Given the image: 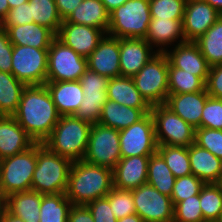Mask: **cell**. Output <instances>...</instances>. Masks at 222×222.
<instances>
[{"instance_id": "obj_31", "label": "cell", "mask_w": 222, "mask_h": 222, "mask_svg": "<svg viewBox=\"0 0 222 222\" xmlns=\"http://www.w3.org/2000/svg\"><path fill=\"white\" fill-rule=\"evenodd\" d=\"M26 85L12 73L0 71V114L13 116L18 108L21 94Z\"/></svg>"}, {"instance_id": "obj_14", "label": "cell", "mask_w": 222, "mask_h": 222, "mask_svg": "<svg viewBox=\"0 0 222 222\" xmlns=\"http://www.w3.org/2000/svg\"><path fill=\"white\" fill-rule=\"evenodd\" d=\"M79 82L84 92V98L74 116L90 124H96L103 105L107 101L109 78L88 68L80 77Z\"/></svg>"}, {"instance_id": "obj_10", "label": "cell", "mask_w": 222, "mask_h": 222, "mask_svg": "<svg viewBox=\"0 0 222 222\" xmlns=\"http://www.w3.org/2000/svg\"><path fill=\"white\" fill-rule=\"evenodd\" d=\"M121 159L119 131L92 124L84 161L113 170Z\"/></svg>"}, {"instance_id": "obj_4", "label": "cell", "mask_w": 222, "mask_h": 222, "mask_svg": "<svg viewBox=\"0 0 222 222\" xmlns=\"http://www.w3.org/2000/svg\"><path fill=\"white\" fill-rule=\"evenodd\" d=\"M72 162L37 143V164L31 190L43 195L65 193Z\"/></svg>"}, {"instance_id": "obj_56", "label": "cell", "mask_w": 222, "mask_h": 222, "mask_svg": "<svg viewBox=\"0 0 222 222\" xmlns=\"http://www.w3.org/2000/svg\"><path fill=\"white\" fill-rule=\"evenodd\" d=\"M222 14V0H204Z\"/></svg>"}, {"instance_id": "obj_40", "label": "cell", "mask_w": 222, "mask_h": 222, "mask_svg": "<svg viewBox=\"0 0 222 222\" xmlns=\"http://www.w3.org/2000/svg\"><path fill=\"white\" fill-rule=\"evenodd\" d=\"M106 197L109 199L110 207L117 220L136 213L132 190L113 187Z\"/></svg>"}, {"instance_id": "obj_15", "label": "cell", "mask_w": 222, "mask_h": 222, "mask_svg": "<svg viewBox=\"0 0 222 222\" xmlns=\"http://www.w3.org/2000/svg\"><path fill=\"white\" fill-rule=\"evenodd\" d=\"M105 35L99 28L63 20L56 37L77 54L87 58Z\"/></svg>"}, {"instance_id": "obj_16", "label": "cell", "mask_w": 222, "mask_h": 222, "mask_svg": "<svg viewBox=\"0 0 222 222\" xmlns=\"http://www.w3.org/2000/svg\"><path fill=\"white\" fill-rule=\"evenodd\" d=\"M221 15L204 0H187L182 21L186 41H195L205 34Z\"/></svg>"}, {"instance_id": "obj_36", "label": "cell", "mask_w": 222, "mask_h": 222, "mask_svg": "<svg viewBox=\"0 0 222 222\" xmlns=\"http://www.w3.org/2000/svg\"><path fill=\"white\" fill-rule=\"evenodd\" d=\"M28 2L31 5V18L34 22L57 35L62 19L58 14L55 0H28Z\"/></svg>"}, {"instance_id": "obj_33", "label": "cell", "mask_w": 222, "mask_h": 222, "mask_svg": "<svg viewBox=\"0 0 222 222\" xmlns=\"http://www.w3.org/2000/svg\"><path fill=\"white\" fill-rule=\"evenodd\" d=\"M210 67L222 64V15L194 41Z\"/></svg>"}, {"instance_id": "obj_28", "label": "cell", "mask_w": 222, "mask_h": 222, "mask_svg": "<svg viewBox=\"0 0 222 222\" xmlns=\"http://www.w3.org/2000/svg\"><path fill=\"white\" fill-rule=\"evenodd\" d=\"M107 99L127 107L151 109V106L136 88L132 77L110 78L107 87Z\"/></svg>"}, {"instance_id": "obj_42", "label": "cell", "mask_w": 222, "mask_h": 222, "mask_svg": "<svg viewBox=\"0 0 222 222\" xmlns=\"http://www.w3.org/2000/svg\"><path fill=\"white\" fill-rule=\"evenodd\" d=\"M205 184L193 174L176 178L171 200L173 204L184 201L194 195H199Z\"/></svg>"}, {"instance_id": "obj_12", "label": "cell", "mask_w": 222, "mask_h": 222, "mask_svg": "<svg viewBox=\"0 0 222 222\" xmlns=\"http://www.w3.org/2000/svg\"><path fill=\"white\" fill-rule=\"evenodd\" d=\"M121 158L150 156L157 152L154 120L151 113L119 131Z\"/></svg>"}, {"instance_id": "obj_17", "label": "cell", "mask_w": 222, "mask_h": 222, "mask_svg": "<svg viewBox=\"0 0 222 222\" xmlns=\"http://www.w3.org/2000/svg\"><path fill=\"white\" fill-rule=\"evenodd\" d=\"M169 61V68H179L198 76L204 83L210 66L194 41H185L164 52Z\"/></svg>"}, {"instance_id": "obj_30", "label": "cell", "mask_w": 222, "mask_h": 222, "mask_svg": "<svg viewBox=\"0 0 222 222\" xmlns=\"http://www.w3.org/2000/svg\"><path fill=\"white\" fill-rule=\"evenodd\" d=\"M42 194L29 190L8 195L6 210L25 222H39Z\"/></svg>"}, {"instance_id": "obj_26", "label": "cell", "mask_w": 222, "mask_h": 222, "mask_svg": "<svg viewBox=\"0 0 222 222\" xmlns=\"http://www.w3.org/2000/svg\"><path fill=\"white\" fill-rule=\"evenodd\" d=\"M13 45L49 49L56 35L48 28L32 22L25 25L5 27Z\"/></svg>"}, {"instance_id": "obj_50", "label": "cell", "mask_w": 222, "mask_h": 222, "mask_svg": "<svg viewBox=\"0 0 222 222\" xmlns=\"http://www.w3.org/2000/svg\"><path fill=\"white\" fill-rule=\"evenodd\" d=\"M83 0H55L56 8L60 18L66 20Z\"/></svg>"}, {"instance_id": "obj_37", "label": "cell", "mask_w": 222, "mask_h": 222, "mask_svg": "<svg viewBox=\"0 0 222 222\" xmlns=\"http://www.w3.org/2000/svg\"><path fill=\"white\" fill-rule=\"evenodd\" d=\"M205 222L219 221L222 216V188L219 184H205L199 193Z\"/></svg>"}, {"instance_id": "obj_23", "label": "cell", "mask_w": 222, "mask_h": 222, "mask_svg": "<svg viewBox=\"0 0 222 222\" xmlns=\"http://www.w3.org/2000/svg\"><path fill=\"white\" fill-rule=\"evenodd\" d=\"M208 97L205 89L195 93L168 94L165 105L194 128H201L202 111Z\"/></svg>"}, {"instance_id": "obj_13", "label": "cell", "mask_w": 222, "mask_h": 222, "mask_svg": "<svg viewBox=\"0 0 222 222\" xmlns=\"http://www.w3.org/2000/svg\"><path fill=\"white\" fill-rule=\"evenodd\" d=\"M136 214L144 222H173L174 204L171 197L160 193L148 183L132 189Z\"/></svg>"}, {"instance_id": "obj_32", "label": "cell", "mask_w": 222, "mask_h": 222, "mask_svg": "<svg viewBox=\"0 0 222 222\" xmlns=\"http://www.w3.org/2000/svg\"><path fill=\"white\" fill-rule=\"evenodd\" d=\"M175 180L172 171L158 152L149 156L147 171V183L149 185L160 193L171 197Z\"/></svg>"}, {"instance_id": "obj_57", "label": "cell", "mask_w": 222, "mask_h": 222, "mask_svg": "<svg viewBox=\"0 0 222 222\" xmlns=\"http://www.w3.org/2000/svg\"><path fill=\"white\" fill-rule=\"evenodd\" d=\"M10 6V9L21 5L22 3L28 2V0H7Z\"/></svg>"}, {"instance_id": "obj_21", "label": "cell", "mask_w": 222, "mask_h": 222, "mask_svg": "<svg viewBox=\"0 0 222 222\" xmlns=\"http://www.w3.org/2000/svg\"><path fill=\"white\" fill-rule=\"evenodd\" d=\"M182 21L183 20L151 19L147 35L144 39L157 52H165L172 46L186 41Z\"/></svg>"}, {"instance_id": "obj_2", "label": "cell", "mask_w": 222, "mask_h": 222, "mask_svg": "<svg viewBox=\"0 0 222 222\" xmlns=\"http://www.w3.org/2000/svg\"><path fill=\"white\" fill-rule=\"evenodd\" d=\"M113 188V170L84 160L72 162L66 197L73 205H87L106 197Z\"/></svg>"}, {"instance_id": "obj_27", "label": "cell", "mask_w": 222, "mask_h": 222, "mask_svg": "<svg viewBox=\"0 0 222 222\" xmlns=\"http://www.w3.org/2000/svg\"><path fill=\"white\" fill-rule=\"evenodd\" d=\"M151 109H138L108 100L104 103L98 123L118 131L138 122Z\"/></svg>"}, {"instance_id": "obj_11", "label": "cell", "mask_w": 222, "mask_h": 222, "mask_svg": "<svg viewBox=\"0 0 222 222\" xmlns=\"http://www.w3.org/2000/svg\"><path fill=\"white\" fill-rule=\"evenodd\" d=\"M47 70L48 49L13 45L11 73L17 80L26 86L44 85Z\"/></svg>"}, {"instance_id": "obj_29", "label": "cell", "mask_w": 222, "mask_h": 222, "mask_svg": "<svg viewBox=\"0 0 222 222\" xmlns=\"http://www.w3.org/2000/svg\"><path fill=\"white\" fill-rule=\"evenodd\" d=\"M66 21L99 28L107 34L109 12L101 0H83Z\"/></svg>"}, {"instance_id": "obj_45", "label": "cell", "mask_w": 222, "mask_h": 222, "mask_svg": "<svg viewBox=\"0 0 222 222\" xmlns=\"http://www.w3.org/2000/svg\"><path fill=\"white\" fill-rule=\"evenodd\" d=\"M94 218V222H117L107 197L98 198L86 205Z\"/></svg>"}, {"instance_id": "obj_44", "label": "cell", "mask_w": 222, "mask_h": 222, "mask_svg": "<svg viewBox=\"0 0 222 222\" xmlns=\"http://www.w3.org/2000/svg\"><path fill=\"white\" fill-rule=\"evenodd\" d=\"M201 127L222 130V99L207 98L202 111Z\"/></svg>"}, {"instance_id": "obj_9", "label": "cell", "mask_w": 222, "mask_h": 222, "mask_svg": "<svg viewBox=\"0 0 222 222\" xmlns=\"http://www.w3.org/2000/svg\"><path fill=\"white\" fill-rule=\"evenodd\" d=\"M88 69L86 57L77 54L57 37L48 49V70L46 82L78 81Z\"/></svg>"}, {"instance_id": "obj_35", "label": "cell", "mask_w": 222, "mask_h": 222, "mask_svg": "<svg viewBox=\"0 0 222 222\" xmlns=\"http://www.w3.org/2000/svg\"><path fill=\"white\" fill-rule=\"evenodd\" d=\"M157 152L163 157L175 178L192 174L188 147L158 145Z\"/></svg>"}, {"instance_id": "obj_38", "label": "cell", "mask_w": 222, "mask_h": 222, "mask_svg": "<svg viewBox=\"0 0 222 222\" xmlns=\"http://www.w3.org/2000/svg\"><path fill=\"white\" fill-rule=\"evenodd\" d=\"M169 94H185L200 92L205 83L192 73L179 68H168Z\"/></svg>"}, {"instance_id": "obj_1", "label": "cell", "mask_w": 222, "mask_h": 222, "mask_svg": "<svg viewBox=\"0 0 222 222\" xmlns=\"http://www.w3.org/2000/svg\"><path fill=\"white\" fill-rule=\"evenodd\" d=\"M13 117L35 143H43L58 123L60 115L44 84L24 88Z\"/></svg>"}, {"instance_id": "obj_58", "label": "cell", "mask_w": 222, "mask_h": 222, "mask_svg": "<svg viewBox=\"0 0 222 222\" xmlns=\"http://www.w3.org/2000/svg\"><path fill=\"white\" fill-rule=\"evenodd\" d=\"M5 30V26H4V17L2 15H0V32Z\"/></svg>"}, {"instance_id": "obj_19", "label": "cell", "mask_w": 222, "mask_h": 222, "mask_svg": "<svg viewBox=\"0 0 222 222\" xmlns=\"http://www.w3.org/2000/svg\"><path fill=\"white\" fill-rule=\"evenodd\" d=\"M158 52L145 40L136 38L120 39L121 76L133 77Z\"/></svg>"}, {"instance_id": "obj_46", "label": "cell", "mask_w": 222, "mask_h": 222, "mask_svg": "<svg viewBox=\"0 0 222 222\" xmlns=\"http://www.w3.org/2000/svg\"><path fill=\"white\" fill-rule=\"evenodd\" d=\"M34 22L31 18V5L29 2L10 9L4 17V26L11 27L17 25H25Z\"/></svg>"}, {"instance_id": "obj_20", "label": "cell", "mask_w": 222, "mask_h": 222, "mask_svg": "<svg viewBox=\"0 0 222 222\" xmlns=\"http://www.w3.org/2000/svg\"><path fill=\"white\" fill-rule=\"evenodd\" d=\"M149 156L121 158L113 169V187L132 190L147 183Z\"/></svg>"}, {"instance_id": "obj_22", "label": "cell", "mask_w": 222, "mask_h": 222, "mask_svg": "<svg viewBox=\"0 0 222 222\" xmlns=\"http://www.w3.org/2000/svg\"><path fill=\"white\" fill-rule=\"evenodd\" d=\"M34 144L13 116L0 117V160L25 152Z\"/></svg>"}, {"instance_id": "obj_24", "label": "cell", "mask_w": 222, "mask_h": 222, "mask_svg": "<svg viewBox=\"0 0 222 222\" xmlns=\"http://www.w3.org/2000/svg\"><path fill=\"white\" fill-rule=\"evenodd\" d=\"M45 86L60 116L75 115L84 98L79 80L46 82Z\"/></svg>"}, {"instance_id": "obj_53", "label": "cell", "mask_w": 222, "mask_h": 222, "mask_svg": "<svg viewBox=\"0 0 222 222\" xmlns=\"http://www.w3.org/2000/svg\"><path fill=\"white\" fill-rule=\"evenodd\" d=\"M1 222H25L21 218H18L11 213H9L6 209L1 213Z\"/></svg>"}, {"instance_id": "obj_51", "label": "cell", "mask_w": 222, "mask_h": 222, "mask_svg": "<svg viewBox=\"0 0 222 222\" xmlns=\"http://www.w3.org/2000/svg\"><path fill=\"white\" fill-rule=\"evenodd\" d=\"M126 1L127 0H101L109 13L119 6L123 5Z\"/></svg>"}, {"instance_id": "obj_25", "label": "cell", "mask_w": 222, "mask_h": 222, "mask_svg": "<svg viewBox=\"0 0 222 222\" xmlns=\"http://www.w3.org/2000/svg\"><path fill=\"white\" fill-rule=\"evenodd\" d=\"M191 172L204 184H219L222 177V160L210 151L192 143L188 146Z\"/></svg>"}, {"instance_id": "obj_8", "label": "cell", "mask_w": 222, "mask_h": 222, "mask_svg": "<svg viewBox=\"0 0 222 222\" xmlns=\"http://www.w3.org/2000/svg\"><path fill=\"white\" fill-rule=\"evenodd\" d=\"M37 164V143L25 152L0 160V176L7 195L31 190Z\"/></svg>"}, {"instance_id": "obj_18", "label": "cell", "mask_w": 222, "mask_h": 222, "mask_svg": "<svg viewBox=\"0 0 222 222\" xmlns=\"http://www.w3.org/2000/svg\"><path fill=\"white\" fill-rule=\"evenodd\" d=\"M87 60L88 68L99 75L109 79L121 76L120 39L106 34Z\"/></svg>"}, {"instance_id": "obj_54", "label": "cell", "mask_w": 222, "mask_h": 222, "mask_svg": "<svg viewBox=\"0 0 222 222\" xmlns=\"http://www.w3.org/2000/svg\"><path fill=\"white\" fill-rule=\"evenodd\" d=\"M117 222H144V220L138 214H132L121 219H118Z\"/></svg>"}, {"instance_id": "obj_49", "label": "cell", "mask_w": 222, "mask_h": 222, "mask_svg": "<svg viewBox=\"0 0 222 222\" xmlns=\"http://www.w3.org/2000/svg\"><path fill=\"white\" fill-rule=\"evenodd\" d=\"M67 222H94V218L86 205H72Z\"/></svg>"}, {"instance_id": "obj_43", "label": "cell", "mask_w": 222, "mask_h": 222, "mask_svg": "<svg viewBox=\"0 0 222 222\" xmlns=\"http://www.w3.org/2000/svg\"><path fill=\"white\" fill-rule=\"evenodd\" d=\"M195 144L222 160V130L195 128Z\"/></svg>"}, {"instance_id": "obj_47", "label": "cell", "mask_w": 222, "mask_h": 222, "mask_svg": "<svg viewBox=\"0 0 222 222\" xmlns=\"http://www.w3.org/2000/svg\"><path fill=\"white\" fill-rule=\"evenodd\" d=\"M205 90L209 97L222 99V64L210 67Z\"/></svg>"}, {"instance_id": "obj_7", "label": "cell", "mask_w": 222, "mask_h": 222, "mask_svg": "<svg viewBox=\"0 0 222 222\" xmlns=\"http://www.w3.org/2000/svg\"><path fill=\"white\" fill-rule=\"evenodd\" d=\"M157 145L190 146L195 143V128L165 104L151 106Z\"/></svg>"}, {"instance_id": "obj_5", "label": "cell", "mask_w": 222, "mask_h": 222, "mask_svg": "<svg viewBox=\"0 0 222 222\" xmlns=\"http://www.w3.org/2000/svg\"><path fill=\"white\" fill-rule=\"evenodd\" d=\"M151 19L149 0H127L109 13L107 35L144 39Z\"/></svg>"}, {"instance_id": "obj_59", "label": "cell", "mask_w": 222, "mask_h": 222, "mask_svg": "<svg viewBox=\"0 0 222 222\" xmlns=\"http://www.w3.org/2000/svg\"><path fill=\"white\" fill-rule=\"evenodd\" d=\"M219 185H220L221 188H222V177H221V180H220V182H219Z\"/></svg>"}, {"instance_id": "obj_41", "label": "cell", "mask_w": 222, "mask_h": 222, "mask_svg": "<svg viewBox=\"0 0 222 222\" xmlns=\"http://www.w3.org/2000/svg\"><path fill=\"white\" fill-rule=\"evenodd\" d=\"M173 222H205L199 195H194L174 205Z\"/></svg>"}, {"instance_id": "obj_52", "label": "cell", "mask_w": 222, "mask_h": 222, "mask_svg": "<svg viewBox=\"0 0 222 222\" xmlns=\"http://www.w3.org/2000/svg\"><path fill=\"white\" fill-rule=\"evenodd\" d=\"M7 198H8V195L4 191L1 176H0V213H2L7 207Z\"/></svg>"}, {"instance_id": "obj_55", "label": "cell", "mask_w": 222, "mask_h": 222, "mask_svg": "<svg viewBox=\"0 0 222 222\" xmlns=\"http://www.w3.org/2000/svg\"><path fill=\"white\" fill-rule=\"evenodd\" d=\"M10 11V6L7 0H0V15L3 17Z\"/></svg>"}, {"instance_id": "obj_34", "label": "cell", "mask_w": 222, "mask_h": 222, "mask_svg": "<svg viewBox=\"0 0 222 222\" xmlns=\"http://www.w3.org/2000/svg\"><path fill=\"white\" fill-rule=\"evenodd\" d=\"M72 205L65 193L42 194L39 222H67Z\"/></svg>"}, {"instance_id": "obj_48", "label": "cell", "mask_w": 222, "mask_h": 222, "mask_svg": "<svg viewBox=\"0 0 222 222\" xmlns=\"http://www.w3.org/2000/svg\"><path fill=\"white\" fill-rule=\"evenodd\" d=\"M13 44L6 30L0 32V71L11 73Z\"/></svg>"}, {"instance_id": "obj_6", "label": "cell", "mask_w": 222, "mask_h": 222, "mask_svg": "<svg viewBox=\"0 0 222 222\" xmlns=\"http://www.w3.org/2000/svg\"><path fill=\"white\" fill-rule=\"evenodd\" d=\"M169 61L164 52H158L132 77L136 88L150 106L165 104L168 94Z\"/></svg>"}, {"instance_id": "obj_39", "label": "cell", "mask_w": 222, "mask_h": 222, "mask_svg": "<svg viewBox=\"0 0 222 222\" xmlns=\"http://www.w3.org/2000/svg\"><path fill=\"white\" fill-rule=\"evenodd\" d=\"M187 0H149L152 19L183 20Z\"/></svg>"}, {"instance_id": "obj_3", "label": "cell", "mask_w": 222, "mask_h": 222, "mask_svg": "<svg viewBox=\"0 0 222 222\" xmlns=\"http://www.w3.org/2000/svg\"><path fill=\"white\" fill-rule=\"evenodd\" d=\"M92 124L74 115L60 116L43 145L51 152L71 162L83 160Z\"/></svg>"}]
</instances>
